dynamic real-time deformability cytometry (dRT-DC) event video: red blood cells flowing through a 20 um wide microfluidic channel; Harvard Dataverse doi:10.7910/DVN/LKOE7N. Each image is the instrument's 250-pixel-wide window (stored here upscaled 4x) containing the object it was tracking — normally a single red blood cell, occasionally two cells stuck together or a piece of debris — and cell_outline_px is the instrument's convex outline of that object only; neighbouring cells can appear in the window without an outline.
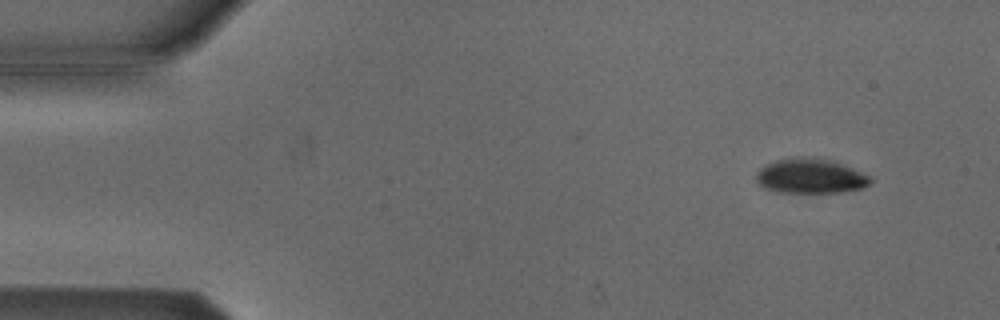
{"species": "Egyptian fruit bat (a non-hibernating species)", "species_latin": "Rousettus aegyptiacus", "temperature_condition": "cold", "stored_images_in_passage": 11, "camera_frame_rate_fps": 3000, "um_per_image_px": 0.085, "animal": {"sex": "male"}, "frame": {"image": 1, "passage_image": 2, "time_ms": 0.333, "image_size_px": [1000, 320], "cell_outline_px": [[872, 180], [864, 188], [840, 192], [776, 192], [764, 188], [756, 180], [756, 172], [760, 168], [776, 160], [796, 156], [800, 156], [832, 160], [872, 176]], "centroid_in_image_um": [68.89, 14.96], "position_along_channel_um": 16.1, "area_um2": 23.18}}